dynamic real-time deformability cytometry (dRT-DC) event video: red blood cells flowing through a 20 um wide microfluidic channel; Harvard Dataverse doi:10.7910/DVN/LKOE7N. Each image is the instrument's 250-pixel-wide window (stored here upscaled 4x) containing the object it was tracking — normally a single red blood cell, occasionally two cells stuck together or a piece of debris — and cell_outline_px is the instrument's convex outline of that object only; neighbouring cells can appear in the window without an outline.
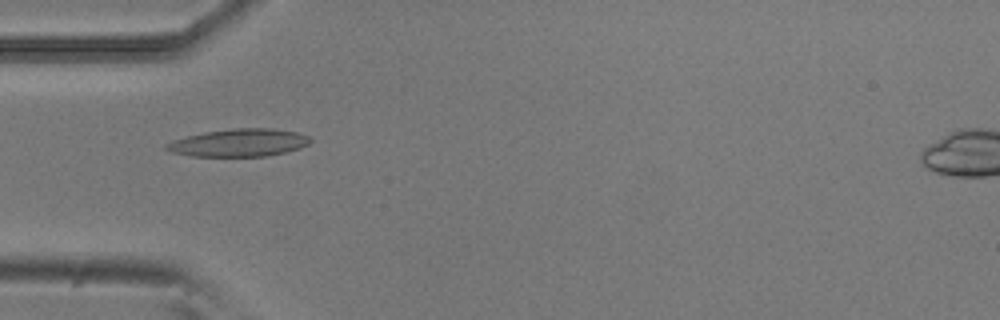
{"species": "common noctule bat (a hibernating species)", "species_latin": "Nyctalus noctula", "temperature_condition": "room temperature", "stored_images_in_passage": 45, "camera_frame_rate_fps": 3000, "um_per_image_px": 0.085, "animal": {"sex": "male", "body_mass_g": 20.5, "forearm_length_mm": 52.5}, "frame": {"image": 1, "passage_image": 8, "time_ms": 2.333, "image_size_px": [1000, 320], "cell_outline_px": [[312, 140], [308, 144], [300, 148], [268, 156], [192, 156], [172, 152], [164, 148], [164, 144], [172, 140], [204, 132], [232, 128], [272, 128], [296, 132], [308, 136]], "centroid_in_image_um": [20.3, 12.13], "position_along_channel_um": 64.7, "area_um2": 23.18}}
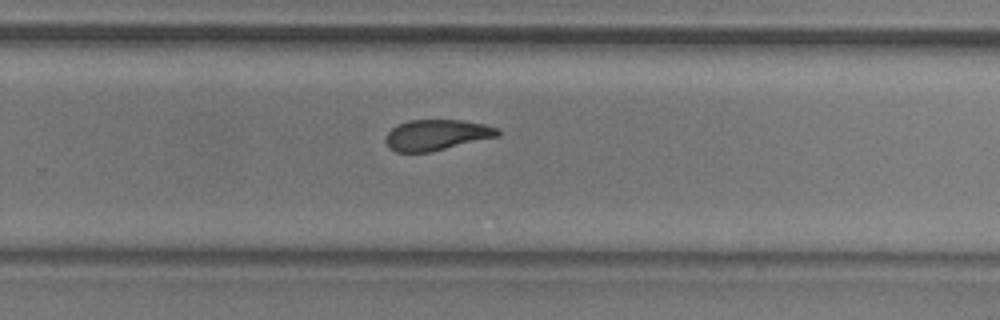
{"frame": {"image": 2, "passage_image": 26, "time_ms": 8.333, "image_size_px": [1000, 320], "cell_outline_px": [[500, 136], [428, 152], [396, 152], [388, 148], [384, 140], [388, 132], [396, 124], [408, 120], [464, 120], [484, 124], [496, 128], [500, 132]], "centroid_in_image_um": [37.07, 11.46], "position_along_channel_um": 292.7, "area_um2": 20.11}}
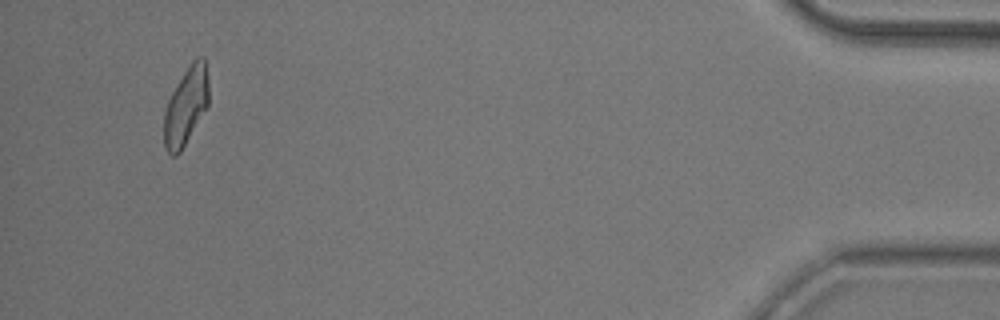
{"frame": {"image": 3, "passage_image": 42, "time_ms": 13.667, "image_size_px": [1000, 320], "cell_outline_px": [[208, 104], [180, 152], [176, 156], [172, 156], [164, 148], [164, 112], [168, 100], [172, 92], [184, 72], [192, 60], [196, 56], [204, 56], [208, 76]], "centroid_in_image_um": [15.8, 8.99], "position_along_channel_um": 419.4, "area_um2": 20.06}, "authors_computed_cell_mechanics": {"area_um2": 20.9814, "velocity_mm_per_s": 3.8012, "shape_relaxation_time_tau1_ms": 7.1036, "shape_relaxation_time_tau2_ms": 2.9642, "deformation_change_tau1": 0.1817, "deformation_change_tau2": 0.098}}